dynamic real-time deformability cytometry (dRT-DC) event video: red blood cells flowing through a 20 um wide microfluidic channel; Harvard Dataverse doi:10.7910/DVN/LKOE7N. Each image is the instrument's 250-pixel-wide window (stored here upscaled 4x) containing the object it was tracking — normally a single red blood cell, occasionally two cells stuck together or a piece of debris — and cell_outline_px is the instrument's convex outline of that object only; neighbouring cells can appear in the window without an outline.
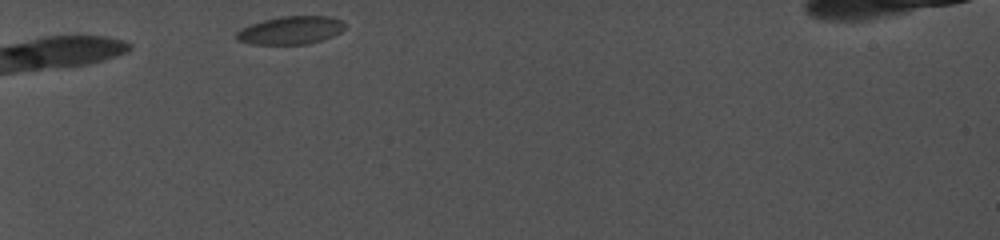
{"species": "common noctule bat (a hibernating species)", "species_latin": "Nyctalus noctula", "temperature_condition": "cold", "stored_images_in_passage": 24, "camera_frame_rate_fps": 5000, "um_per_image_px": 0.085, "animal": {"sex": "female", "body_mass_g": 19.0, "forearm_length_mm": 56.7}, "frame": {"image": 1, "passage_image": 1, "time_ms": 0.0, "image_size_px": [1000, 240], "cell_outline_px": [[348, 28], [324, 40], [308, 44], [252, 44], [236, 40], [236, 32], [252, 24], [264, 20], [280, 16], [328, 16], [344, 20], [348, 24]], "centroid_in_image_um": [24.8, 2.57], "position_along_channel_um": 60.2, "area_um2": 17.92}}
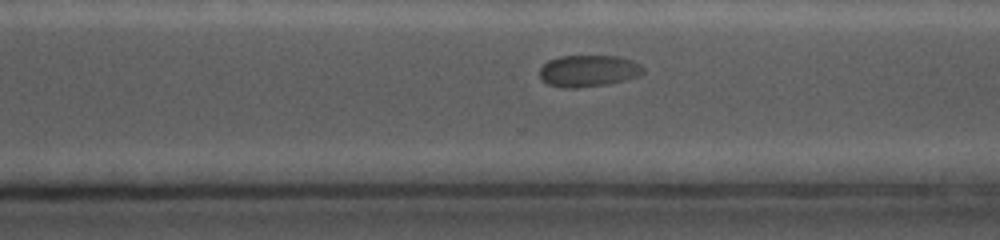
{"frame": {"image": 2, "passage_image": 18, "time_ms": 8.2, "image_size_px": [1000, 240], "cell_outline_px": [[644, 72], [640, 76], [608, 84], [572, 88], [564, 88], [548, 84], [540, 76], [540, 68], [548, 60], [560, 56], [620, 56], [632, 60], [640, 64], [644, 68]], "centroid_in_image_um": [50.05, 6.02], "position_along_channel_um": 320.6, "area_um2": 19.13}}
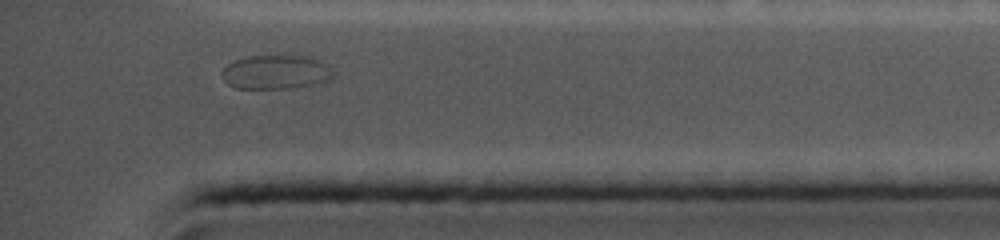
{"frame": {"image": 3, "passage_image": 23, "time_ms": 10.6, "image_size_px": [1000, 240], "cell_outline_px": [[336, 72], [332, 80], [292, 88], [236, 88], [228, 84], [224, 80], [220, 72], [228, 64], [236, 60], [248, 56], [308, 56], [320, 60], [328, 64]], "centroid_in_image_um": [23.51, 6.13], "position_along_channel_um": 411.7, "area_um2": 22.25}, "authors_computed_cell_mechanics": {"area_um2": 18.8139, "velocity_mm_per_s": 3.7358, "shape_relaxation_time_tau1_ms": 1.8628, "shape_relaxation_time_tau2_ms": null, "deformation_change_tau1": 0.0438, "deformation_change_tau2": null}}